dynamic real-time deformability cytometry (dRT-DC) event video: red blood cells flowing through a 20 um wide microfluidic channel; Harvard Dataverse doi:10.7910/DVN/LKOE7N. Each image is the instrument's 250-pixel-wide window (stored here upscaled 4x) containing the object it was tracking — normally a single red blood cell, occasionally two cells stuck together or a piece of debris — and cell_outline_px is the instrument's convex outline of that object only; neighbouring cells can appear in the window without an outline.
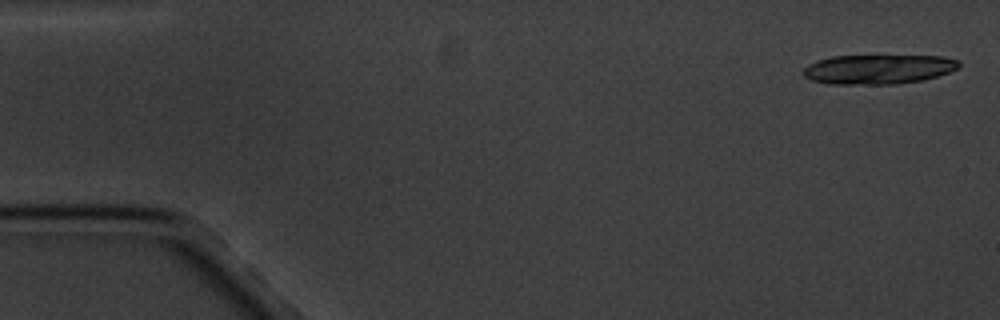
{"species": "common noctule bat (a hibernating species)", "species_latin": "Nyctalus noctula", "temperature_condition": "cold", "stored_images_in_passage": 6, "segment_of_instrument_passage": [1, 2], "camera_frame_rate_fps": 3000, "um_per_image_px": 0.085, "animal": {"sex": "male", "body_mass_g": 20.1, "forearm_length_mm": 53.5}, "frame": {"image": 1, "passage_image": 1, "time_ms": 0.0, "image_size_px": [1000, 320], "cell_outline_px": [[960, 68], [924, 80], [896, 84], [828, 84], [812, 80], [804, 76], [804, 68], [808, 64], [816, 60], [832, 56], [940, 56], [956, 60], [960, 64]], "centroid_in_image_um": [74.63, 5.89], "position_along_channel_um": 10.4, "area_um2": 26.7}}